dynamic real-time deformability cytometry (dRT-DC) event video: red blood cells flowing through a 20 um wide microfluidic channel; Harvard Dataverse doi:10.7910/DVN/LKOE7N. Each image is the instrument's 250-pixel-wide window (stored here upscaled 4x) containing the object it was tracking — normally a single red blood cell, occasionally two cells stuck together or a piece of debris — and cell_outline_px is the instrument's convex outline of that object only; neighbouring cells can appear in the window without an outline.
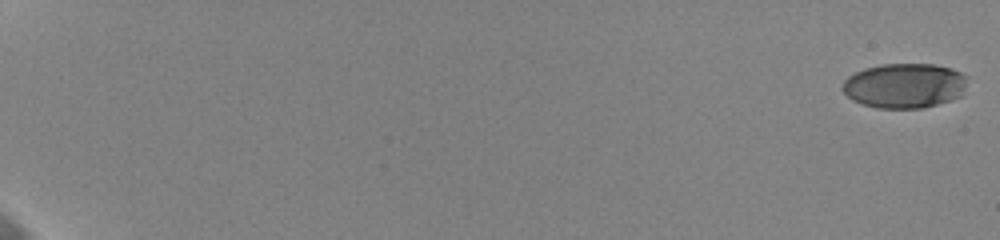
{"species": "human", "species_latin": "Homo sapiens", "temperature_condition": "cold", "stored_images_in_passage": 60, "camera_frame_rate_fps": 3000, "um_per_image_px": 0.085, "donor": {"sex": "female"}, "frame": {"image": 1, "passage_image": 1, "time_ms": 0.0, "image_size_px": [1000, 240], "cell_outline_px": [[968, 76], [964, 88], [960, 96], [936, 104], [920, 108], [876, 108], [852, 100], [844, 92], [844, 80], [848, 76], [864, 68], [884, 64], [932, 64], [948, 68], [960, 72]], "centroid_in_image_um": [76.88, 7.27], "position_along_channel_um": 8.1, "area_um2": 32.25}}
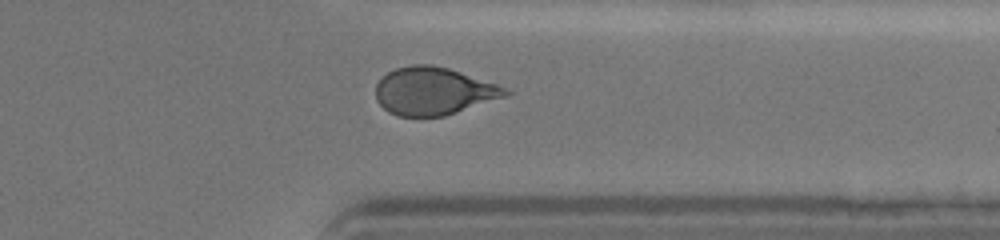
{"frame": {"image": 2, "passage_image": 50, "time_ms": 16.333, "image_size_px": [1000, 240], "cell_outline_px": [[512, 92], [508, 96], [444, 116], [396, 116], [388, 112], [376, 100], [376, 84], [388, 72], [396, 68], [412, 64], [432, 64], [448, 68], [496, 84]], "centroid_in_image_um": [36.84, 7.75], "position_along_channel_um": 374.6, "area_um2": 35.89}}
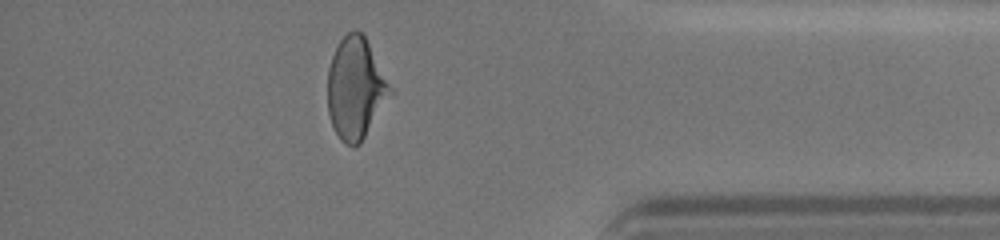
{"frame": {"image": 3, "passage_image": 54, "time_ms": 17.667, "image_size_px": [1000, 240], "cell_outline_px": [[392, 92], [360, 144], [344, 144], [340, 140], [332, 124], [328, 112], [328, 68], [332, 56], [340, 40], [348, 32], [356, 28], [364, 36], [392, 88]], "centroid_in_image_um": [30.2, 7.5], "position_along_channel_um": 405.0, "area_um2": 36.3}, "authors_computed_cell_mechanics": {"area_um2": 36.0961, "velocity_mm_per_s": 3.6246, "shape_relaxation_time_tau1_ms": 4.0906, "shape_relaxation_time_tau2_ms": 1.9619, "deformation_change_tau1": 0.1439, "deformation_change_tau2": 0.0772}}